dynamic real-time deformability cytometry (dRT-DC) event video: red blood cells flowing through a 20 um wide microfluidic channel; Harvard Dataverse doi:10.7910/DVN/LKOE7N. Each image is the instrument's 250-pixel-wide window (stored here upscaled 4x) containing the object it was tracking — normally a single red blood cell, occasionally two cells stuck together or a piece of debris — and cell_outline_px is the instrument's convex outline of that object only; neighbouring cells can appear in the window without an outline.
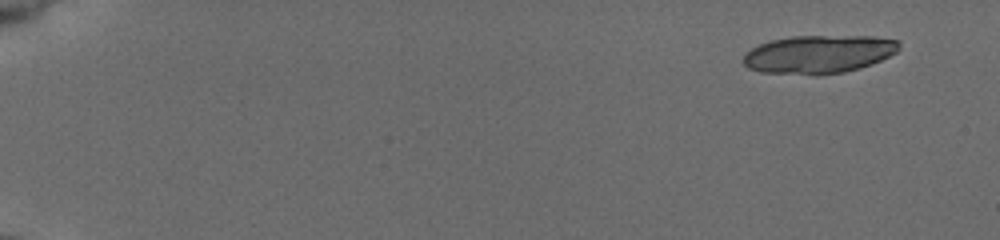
{"species": "common noctule bat (a hibernating species)", "species_latin": "Nyctalus noctula", "temperature_condition": "cold", "stored_images_in_passage": 28, "camera_frame_rate_fps": 3000, "um_per_image_px": 0.085, "animal": {"sex": "female", "body_mass_g": 19.5, "forearm_length_mm": 54.1}, "frame": {"image": 1, "passage_image": 4, "time_ms": 1.333, "image_size_px": [1000, 240], "cell_outline_px": [[900, 48], [896, 52], [872, 64], [844, 72], [760, 72], [748, 68], [744, 64], [744, 52], [760, 44], [772, 40], [792, 36], [876, 36], [900, 40]], "centroid_in_image_um": [69.63, 4.56], "position_along_channel_um": 15.4, "area_um2": 33.81}}